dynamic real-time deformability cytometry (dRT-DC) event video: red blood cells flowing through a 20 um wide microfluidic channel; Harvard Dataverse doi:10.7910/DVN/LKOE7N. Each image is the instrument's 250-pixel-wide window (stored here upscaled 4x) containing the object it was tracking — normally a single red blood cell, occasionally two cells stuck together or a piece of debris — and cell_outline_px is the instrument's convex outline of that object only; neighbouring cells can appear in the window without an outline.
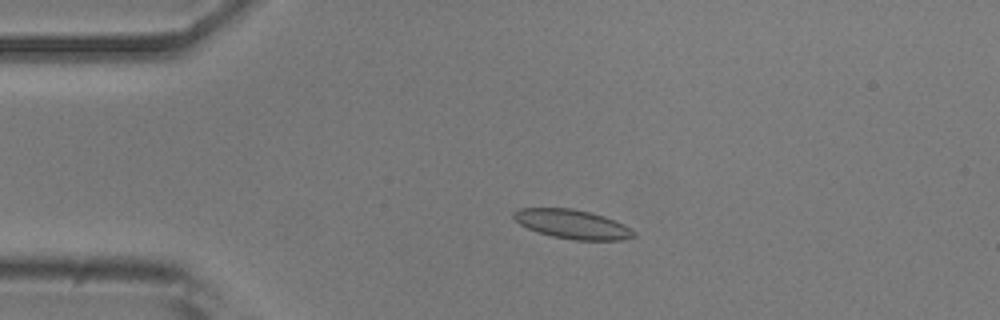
{"species": "common noctule bat (a hibernating species)", "species_latin": "Nyctalus noctula", "temperature_condition": "room temperature", "stored_images_in_passage": 54, "camera_frame_rate_fps": 3000, "um_per_image_px": 0.085, "animal": {"sex": "male", "body_mass_g": 20.5, "forearm_length_mm": 52.5}, "frame": {"image": 1, "passage_image": 12, "time_ms": 3.667, "image_size_px": [1000, 320], "cell_outline_px": [[636, 236], [620, 240], [576, 240], [552, 236], [528, 228], [520, 224], [512, 216], [512, 212], [520, 208], [572, 208], [604, 216], [624, 224], [636, 232]], "centroid_in_image_um": [48.66, 19.05], "position_along_channel_um": 36.3, "area_um2": 20.23}}
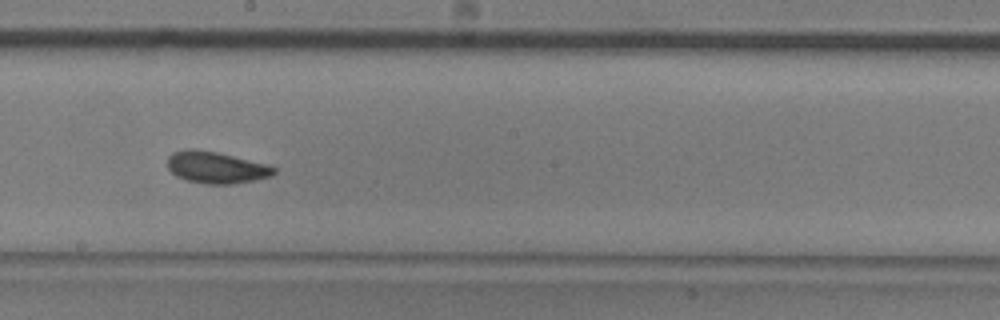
{"frame": {"image": 2, "passage_image": 30, "time_ms": 9.667, "image_size_px": [1000, 320], "cell_outline_px": [[276, 172], [272, 176], [232, 184], [208, 184], [188, 180], [176, 176], [168, 168], [168, 156], [172, 152], [188, 148], [192, 148], [216, 152], [264, 164], [276, 168]], "centroid_in_image_um": [18.33, 14.23], "position_along_channel_um": 229.9, "area_um2": 19.36}}
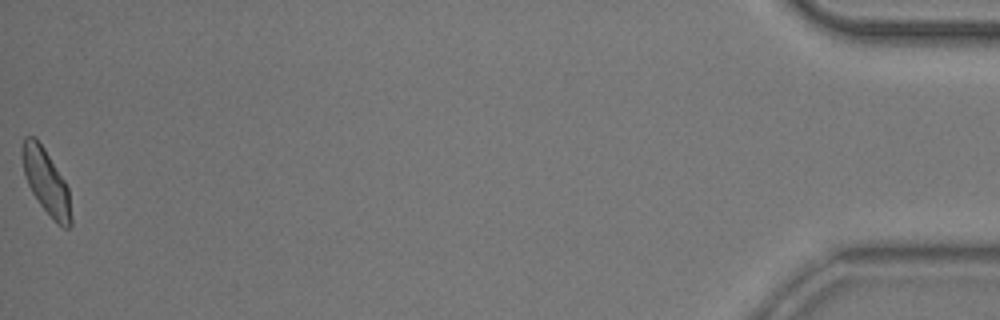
{"frame": {"image": 3, "passage_image": 54, "time_ms": 17.667, "image_size_px": [1000, 320], "cell_outline_px": [[72, 224], [68, 228], [64, 228], [56, 224], [40, 204], [32, 192], [28, 184], [24, 172], [20, 156], [20, 148], [24, 136], [36, 136], [44, 148], [64, 180], [68, 188], [72, 216]], "centroid_in_image_um": [3.9, 15.43], "position_along_channel_um": 431.3, "area_um2": 18.73}, "authors_computed_cell_mechanics": {"area_um2": 19.1896, "velocity_mm_per_s": 3.7704, "shape_relaxation_time_tau1_ms": 3.2851, "shape_relaxation_time_tau2_ms": 1.6004, "deformation_change_tau1": 0.1164, "deformation_change_tau2": 0.0718}}